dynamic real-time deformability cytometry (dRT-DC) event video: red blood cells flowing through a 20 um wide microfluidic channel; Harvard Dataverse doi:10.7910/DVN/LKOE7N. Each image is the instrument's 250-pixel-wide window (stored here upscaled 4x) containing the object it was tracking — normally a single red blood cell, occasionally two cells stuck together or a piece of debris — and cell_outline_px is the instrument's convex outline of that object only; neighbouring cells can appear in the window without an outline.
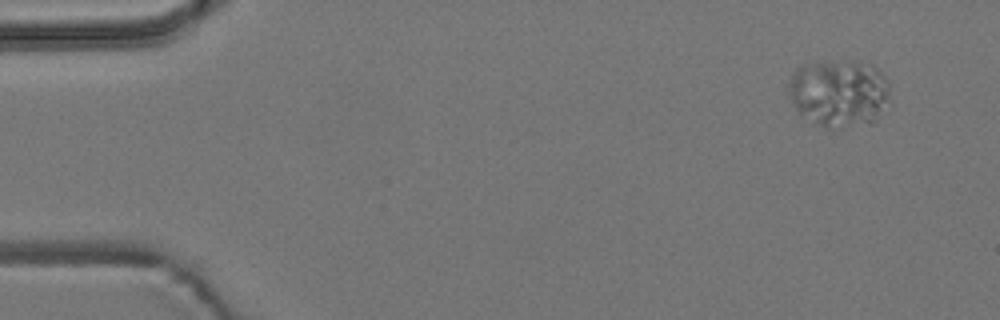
{"species": "common noctule bat (a hibernating species)", "species_latin": "Nyctalus noctula", "temperature_condition": "room temperature", "stored_images_in_passage": 9, "camera_frame_rate_fps": 3000, "um_per_image_px": 0.085, "animal": {"sex": "male", "body_mass_g": 19.2, "forearm_length_mm": 51.8}, "frame": {"image": 1, "passage_image": 2, "time_ms": 1.333, "image_size_px": [1000, 320], "cell_outline_px": [[888, 100], [876, 120], [872, 124], [828, 128], [812, 124], [792, 104], [788, 96], [788, 84], [796, 68], [804, 64], [852, 60], [872, 64], [888, 80]], "centroid_in_image_um": [71.3, 7.91], "position_along_channel_um": 13.7, "area_um2": 40.06}}
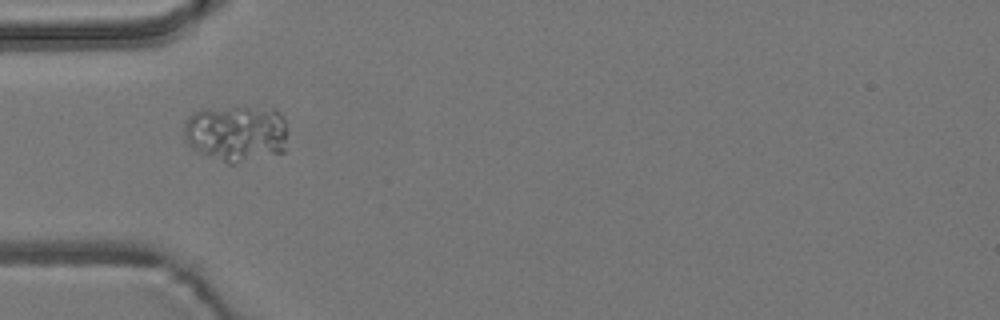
{"frame": {"image": 2, "passage_image": 6, "time_ms": 6.0, "image_size_px": [1000, 320], "cell_outline_px": [[284, 152], [232, 164], [228, 164], [200, 152], [192, 148], [184, 140], [184, 124], [188, 116], [192, 112], [204, 108], [276, 108], [284, 116]], "centroid_in_image_um": [20.04, 11.31], "position_along_channel_um": 65.0, "area_um2": 34.1}}
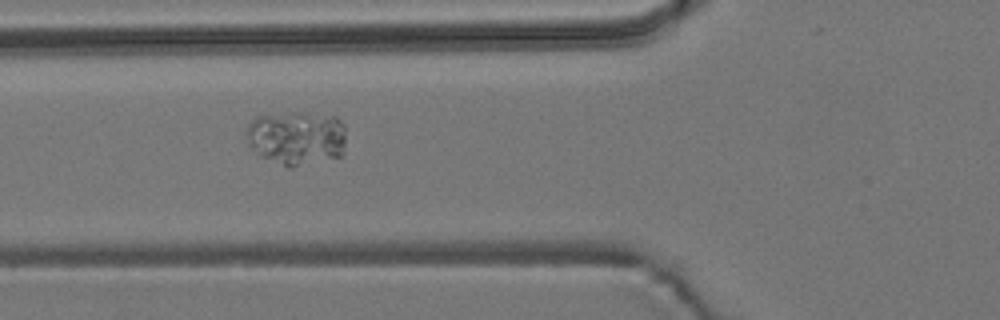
{"frame": {"image": 3, "passage_image": 7, "time_ms": 7.0, "image_size_px": [1000, 320], "cell_outline_px": [[344, 152], [340, 156], [292, 168], [288, 168], [260, 156], [248, 144], [244, 132], [248, 124], [256, 116], [292, 112], [300, 112], [336, 116], [344, 124]], "centroid_in_image_um": [25.18, 11.72], "position_along_channel_um": 100.6, "area_um2": 31.91}}